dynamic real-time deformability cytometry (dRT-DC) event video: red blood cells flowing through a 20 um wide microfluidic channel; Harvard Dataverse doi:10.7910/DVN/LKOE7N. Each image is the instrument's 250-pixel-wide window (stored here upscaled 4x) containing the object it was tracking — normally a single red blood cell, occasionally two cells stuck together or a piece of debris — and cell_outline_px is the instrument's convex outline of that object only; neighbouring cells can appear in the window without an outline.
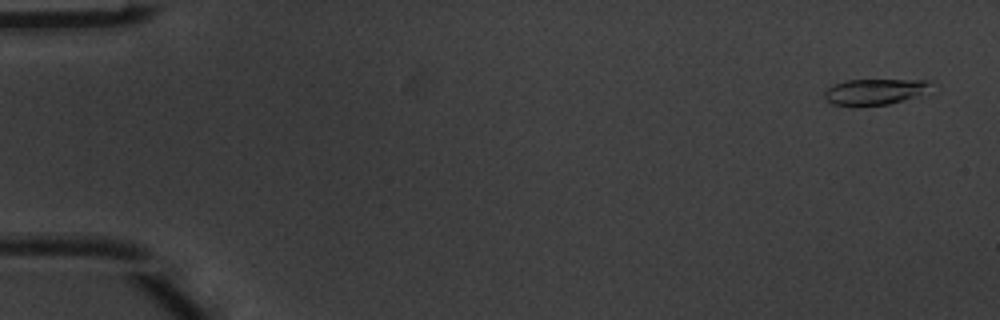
{"species": "common noctule bat (a hibernating species)", "species_latin": "Nyctalus noctula", "temperature_condition": "warm", "stored_images_in_passage": 7, "camera_frame_rate_fps": 3000, "um_per_image_px": 0.085, "animal": {"sex": "male", "body_mass_g": 20.1, "forearm_length_mm": 53.5}, "frame": {"image": 1, "passage_image": 1, "time_ms": 0.0, "image_size_px": [1000, 320], "cell_outline_px": [[932, 80], [916, 96], [904, 100], [888, 104], [856, 108], [852, 108], [832, 104], [824, 96], [824, 92], [832, 84], [848, 80]], "centroid_in_image_um": [74.2, 7.83], "position_along_channel_um": 10.8, "area_um2": 16.07}}
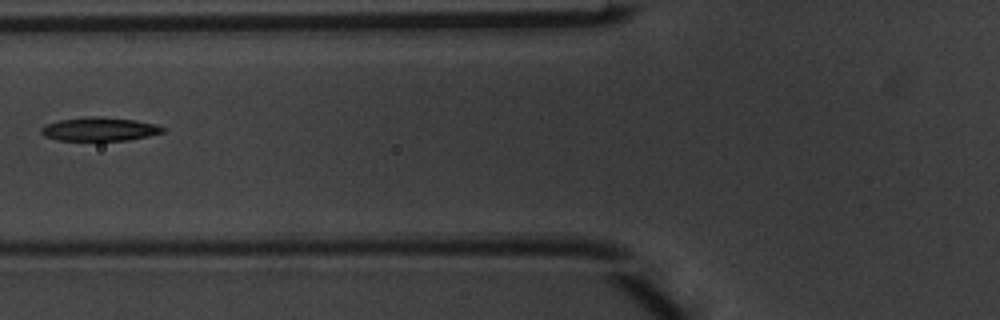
{"frame": {"image": 2, "passage_image": 6, "time_ms": 1.667, "image_size_px": [1000, 320], "cell_outline_px": [[164, 132], [148, 136], [128, 140], [56, 140], [44, 136], [40, 132], [40, 128], [44, 124], [60, 120], [88, 116], [96, 116], [132, 120], [156, 124], [164, 128]], "centroid_in_image_um": [8.41, 10.98], "position_along_channel_um": 117.4, "area_um2": 16.65}}
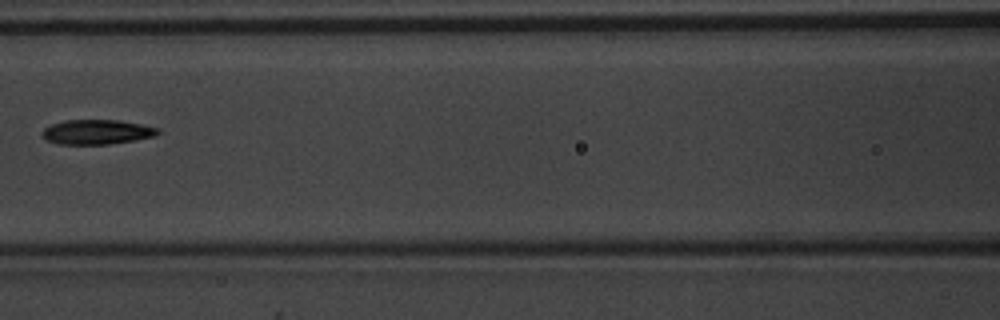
{"frame": {"image": 3, "passage_image": 7, "time_ms": 2.0, "image_size_px": [1000, 320], "cell_outline_px": [[160, 132], [156, 136], [108, 144], [60, 144], [48, 140], [40, 132], [44, 128], [52, 124], [64, 120], [120, 120], [160, 128]], "centroid_in_image_um": [8.25, 11.21], "position_along_channel_um": 158.4, "area_um2": 16.53}}